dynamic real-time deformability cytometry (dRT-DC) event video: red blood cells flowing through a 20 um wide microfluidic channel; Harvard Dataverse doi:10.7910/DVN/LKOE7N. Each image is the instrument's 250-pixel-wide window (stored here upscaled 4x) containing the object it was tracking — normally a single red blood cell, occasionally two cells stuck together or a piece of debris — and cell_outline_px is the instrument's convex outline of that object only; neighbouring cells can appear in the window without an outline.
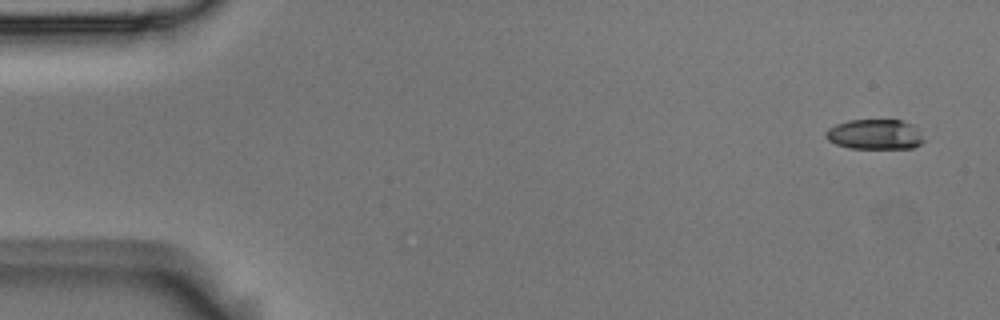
{"species": "Egyptian fruit bat (a non-hibernating species)", "species_latin": "Rousettus aegyptiacus", "temperature_condition": "room temperature", "stored_images_in_passage": 5, "camera_frame_rate_fps": 3000, "um_per_image_px": 0.085, "animal": {"sex": "male"}, "frame": {"image": 1, "passage_image": 1, "time_ms": 0.0, "image_size_px": [1000, 320], "cell_outline_px": [[924, 140], [920, 144], [912, 148], [848, 148], [836, 144], [828, 140], [824, 136], [824, 132], [828, 128], [836, 124], [848, 120], [904, 120], [912, 124]], "centroid_in_image_um": [74.31, 11.42], "position_along_channel_um": 10.7, "area_um2": 17.17}}
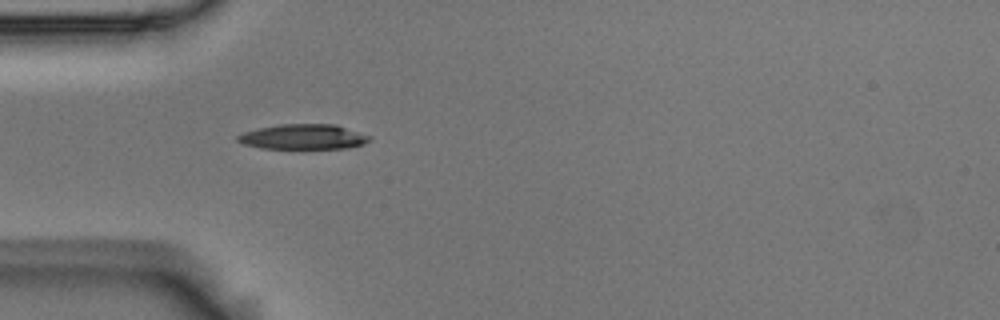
{"frame": {"image": 2, "passage_image": 5, "time_ms": 1.333, "image_size_px": [1000, 320], "cell_outline_px": [[372, 140], [364, 144], [348, 148], [260, 148], [244, 144], [236, 140], [236, 136], [244, 132], [260, 128], [280, 124], [336, 124], [372, 136]], "centroid_in_image_um": [25.83, 11.62], "position_along_channel_um": 59.2, "area_um2": 19.31}}